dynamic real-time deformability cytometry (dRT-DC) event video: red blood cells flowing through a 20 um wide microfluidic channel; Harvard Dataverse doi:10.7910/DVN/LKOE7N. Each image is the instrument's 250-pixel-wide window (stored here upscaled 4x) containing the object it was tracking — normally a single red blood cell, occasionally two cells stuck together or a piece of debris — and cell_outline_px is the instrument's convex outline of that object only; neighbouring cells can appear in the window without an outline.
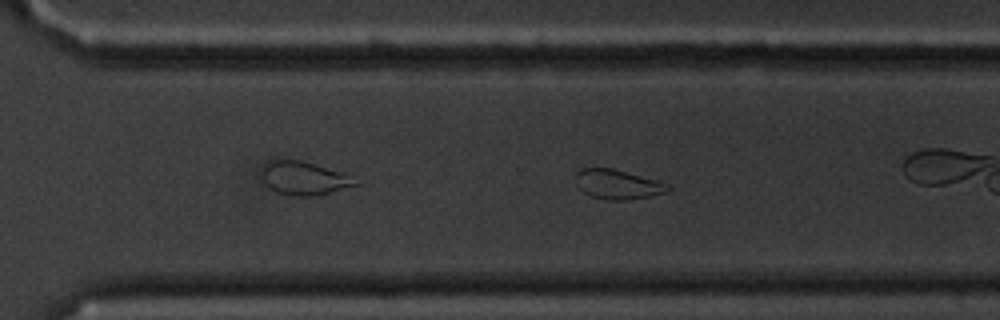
{"species": "common noctule bat (a hibernating species)", "species_latin": "Nyctalus noctula", "temperature_condition": "cold", "stored_images_in_passage": 45, "camera_frame_rate_fps": 3000, "um_per_image_px": 0.085, "animal": {"sex": "male", "body_mass_g": 20.1, "forearm_length_mm": 53.5}, "frame": {"image": 1, "passage_image": 26, "time_ms": 8.333, "image_size_px": [1000, 320], "cell_outline_px": [[672, 188], [664, 192], [648, 196], [628, 200], [608, 200], [592, 196], [584, 192], [580, 188], [576, 176], [576, 172], [580, 168], [612, 168], [660, 180], [668, 184]], "centroid_in_image_um": [52.53, 15.65], "position_along_channel_um": 318.1, "area_um2": 15.78}, "authors_computed_cell_mechanics": {"area_um2": 16.8198, "velocity_mm_per_s": 3.3447, "shape_relaxation_time_tau1_ms": 3.1259, "shape_relaxation_time_tau2_ms": 5.9069, "deformation_change_tau1": 0.0931, "deformation_change_tau2": 0.0993}}